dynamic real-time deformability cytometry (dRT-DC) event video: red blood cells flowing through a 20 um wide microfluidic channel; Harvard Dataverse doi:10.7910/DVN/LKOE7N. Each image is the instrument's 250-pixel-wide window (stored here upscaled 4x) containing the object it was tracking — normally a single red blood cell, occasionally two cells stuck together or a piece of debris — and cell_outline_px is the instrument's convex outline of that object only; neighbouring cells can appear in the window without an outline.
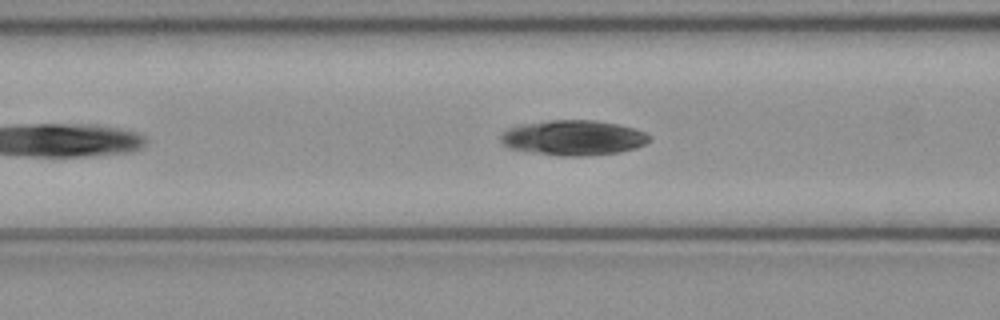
{"species": "common noctule bat (a hibernating species)", "species_latin": "Nyctalus noctula", "temperature_condition": "cold", "stored_images_in_passage": 34, "camera_frame_rate_fps": 3000, "um_per_image_px": 0.085, "animal": {"sex": "female", "body_mass_g": 21.9}, "frame": {"image": 1, "passage_image": 9, "time_ms": 2.667, "image_size_px": [1000, 320], "cell_outline_px": [[652, 136], [644, 144], [636, 148], [620, 152], [584, 156], [560, 156], [508, 148], [500, 140], [500, 132], [508, 128], [520, 124], [548, 120], [596, 120], [636, 128]], "centroid_in_image_um": [48.72, 11.7], "position_along_channel_um": 117.9, "area_um2": 30.58}}
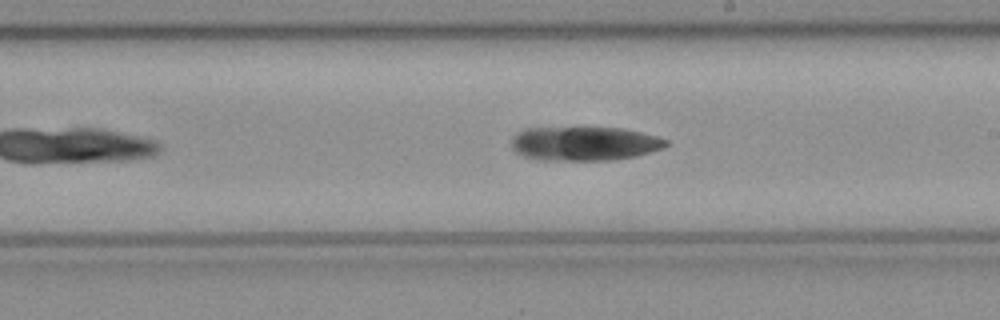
{"frame": {"image": 2, "passage_image": 18, "time_ms": 5.667, "image_size_px": [1000, 320], "cell_outline_px": [[668, 144], [664, 148], [636, 156], [612, 160], [536, 160], [524, 156], [516, 152], [512, 148], [512, 136], [516, 132], [524, 128], [624, 128], [656, 136], [668, 140]], "centroid_in_image_um": [49.65, 12.21], "position_along_channel_um": 239.3, "area_um2": 30.81}}
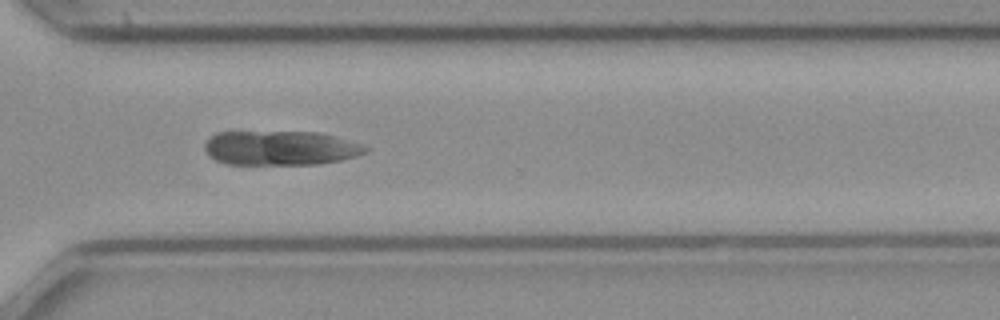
{"frame": {"image": 3, "passage_image": 26, "time_ms": 8.333, "image_size_px": [1000, 320], "cell_outline_px": [[372, 148], [368, 152], [356, 156], [340, 160], [316, 164], [224, 164], [208, 156], [204, 148], [204, 144], [208, 136], [216, 132], [316, 132], [336, 136], [364, 144]], "centroid_in_image_um": [23.84, 12.57], "position_along_channel_um": 346.8, "area_um2": 32.66}}